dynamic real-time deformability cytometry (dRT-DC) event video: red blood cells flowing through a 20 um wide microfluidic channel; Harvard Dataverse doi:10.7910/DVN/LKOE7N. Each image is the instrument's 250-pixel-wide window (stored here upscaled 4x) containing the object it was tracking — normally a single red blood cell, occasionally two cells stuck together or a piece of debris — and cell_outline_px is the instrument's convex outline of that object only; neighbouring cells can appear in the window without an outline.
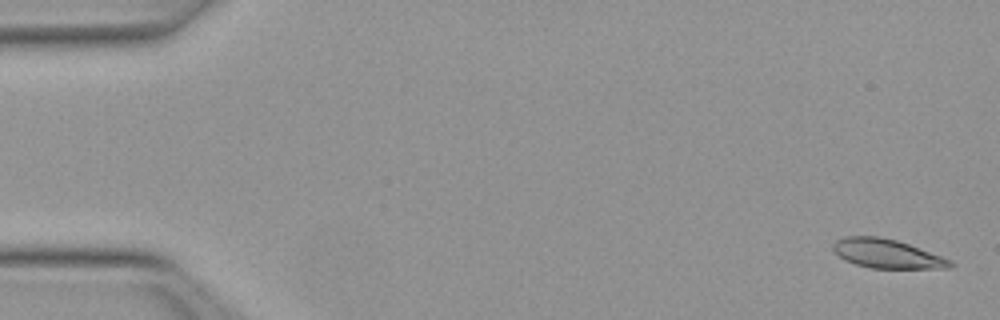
{"species": "Egyptian fruit bat (a non-hibernating species)", "species_latin": "Rousettus aegyptiacus", "temperature_condition": "warm", "stored_images_in_passage": 52, "camera_frame_rate_fps": 3000, "um_per_image_px": 0.085, "animal": {"sex": "female"}, "frame": {"image": 1, "passage_image": 2, "time_ms": 0.333, "image_size_px": [1000, 320], "cell_outline_px": [[956, 264], [952, 268], [872, 268], [856, 264], [844, 260], [832, 248], [832, 244], [836, 240], [844, 236], [880, 236], [896, 240], [908, 244], [952, 260]], "centroid_in_image_um": [75.4, 21.56], "position_along_channel_um": 9.6, "area_um2": 19.77}}
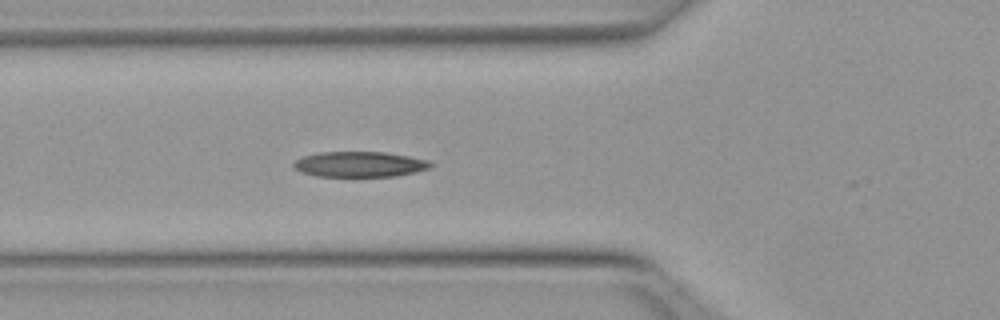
{"frame": {"image": 2, "passage_image": 19, "time_ms": 6.0, "image_size_px": [1000, 320], "cell_outline_px": [[436, 164], [432, 168], [416, 172], [396, 176], [316, 176], [300, 172], [292, 164], [296, 160], [304, 156], [320, 152], [384, 152], [408, 156], [428, 160]], "centroid_in_image_um": [30.63, 13.96], "position_along_channel_um": 95.2, "area_um2": 20.35}}
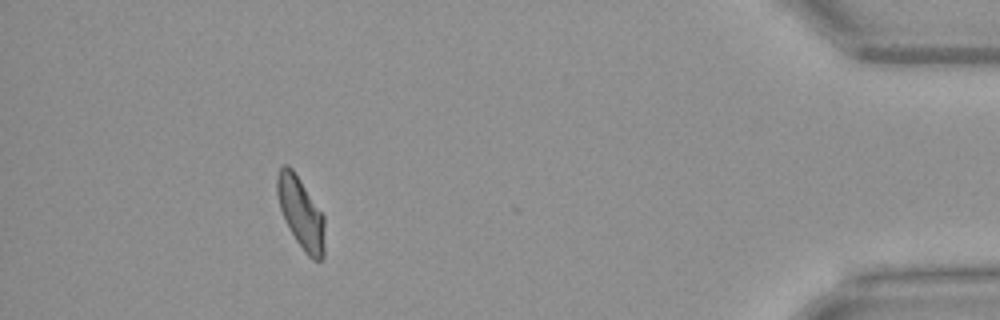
{"frame": {"image": 3, "passage_image": 47, "time_ms": 15.333, "image_size_px": [1000, 320], "cell_outline_px": [[324, 256], [320, 260], [312, 260], [304, 252], [296, 240], [284, 220], [280, 208], [276, 192], [276, 176], [280, 168], [284, 164], [288, 164], [292, 168], [324, 216]], "centroid_in_image_um": [25.56, 18.1], "position_along_channel_um": 409.6, "area_um2": 19.71}, "authors_computed_cell_mechanics": {"area_um2": 19.8832, "velocity_mm_per_s": 3.9969, "shape_relaxation_time_tau1_ms": 3.8692, "shape_relaxation_time_tau2_ms": 2.4467, "deformation_change_tau1": 0.1559, "deformation_change_tau2": 0.0937}}